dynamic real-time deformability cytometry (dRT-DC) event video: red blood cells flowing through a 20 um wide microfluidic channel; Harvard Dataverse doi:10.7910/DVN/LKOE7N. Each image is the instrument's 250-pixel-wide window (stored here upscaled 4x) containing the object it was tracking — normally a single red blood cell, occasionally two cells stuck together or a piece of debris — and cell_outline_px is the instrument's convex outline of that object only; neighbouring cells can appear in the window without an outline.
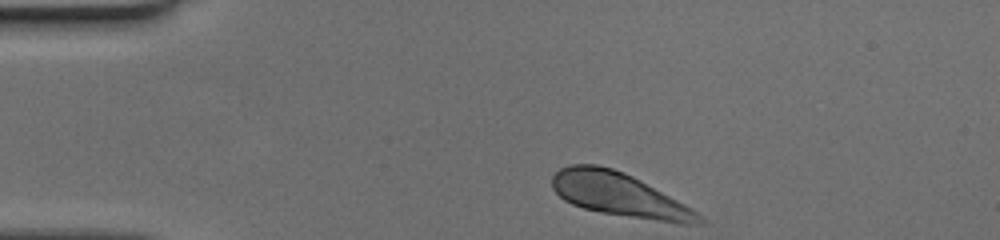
{"species": "human", "species_latin": "Homo sapiens", "temperature_condition": "cold", "stored_images_in_passage": 42, "camera_frame_rate_fps": 3000, "um_per_image_px": 0.085, "donor": {"sex": "female"}, "frame": {"image": 1, "passage_image": 1, "time_ms": 0.0, "image_size_px": [1000, 240], "cell_outline_px": [[704, 224], [684, 224], [600, 212], [584, 208], [572, 204], [564, 200], [552, 188], [552, 176], [560, 168], [568, 164], [596, 164], [612, 168], [624, 172], [632, 176], [692, 208], [704, 220]], "centroid_in_image_um": [52.6, 16.54], "position_along_channel_um": 32.4, "area_um2": 36.82}}
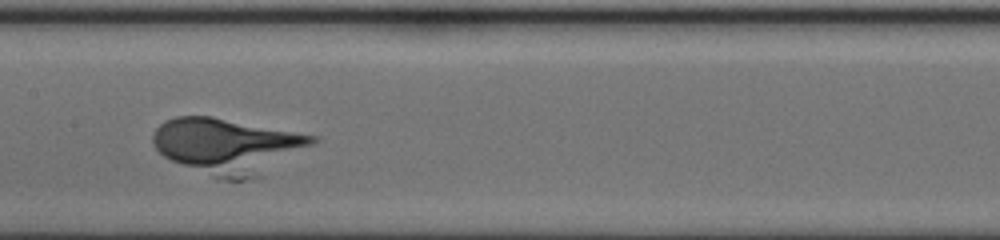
{"frame": {"image": 2, "passage_image": 17, "time_ms": 5.333, "image_size_px": [1000, 240], "cell_outline_px": [[320, 140], [260, 176], [244, 180], [220, 180], [172, 160], [164, 156], [152, 144], [152, 136], [156, 128], [164, 120], [176, 116], [212, 116], [320, 136]], "centroid_in_image_um": [19.35, 12.39], "position_along_channel_um": 188.0, "area_um2": 51.67}}
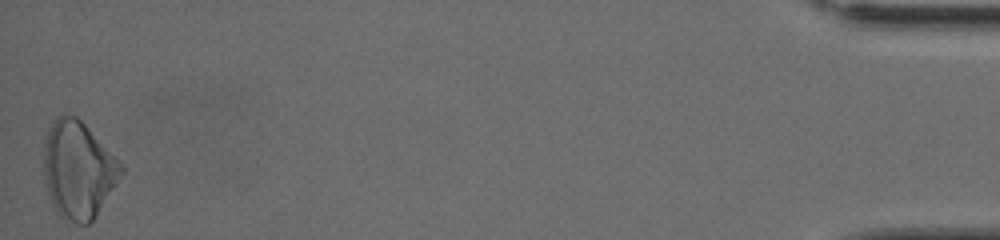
{"frame": {"image": 3, "passage_image": 42, "time_ms": 13.667, "image_size_px": [1000, 240], "cell_outline_px": [[124, 172], [92, 220], [88, 224], [76, 224], [60, 216], [52, 204], [48, 196], [44, 180], [44, 140], [56, 116], [64, 112], [76, 116], [84, 124], [124, 168]], "centroid_in_image_um": [6.6, 14.43], "position_along_channel_um": 428.6, "area_um2": 43.23}}